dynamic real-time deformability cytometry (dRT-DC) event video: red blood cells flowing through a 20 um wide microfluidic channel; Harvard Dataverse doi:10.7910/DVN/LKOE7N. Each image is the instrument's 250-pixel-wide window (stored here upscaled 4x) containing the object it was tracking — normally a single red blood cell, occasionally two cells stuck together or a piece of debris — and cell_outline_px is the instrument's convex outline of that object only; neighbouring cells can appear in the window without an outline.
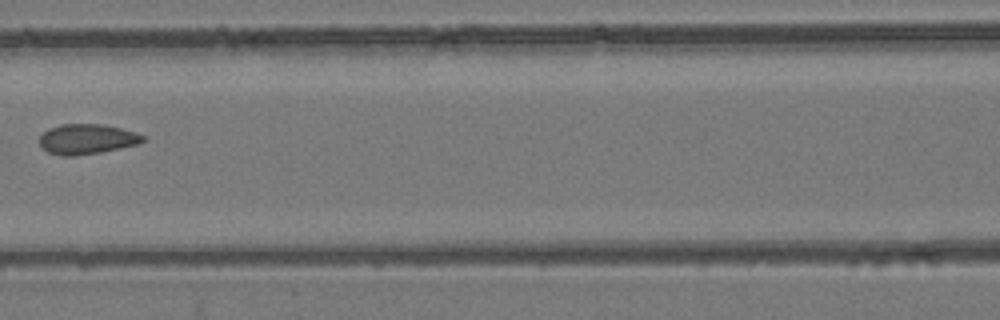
{"species": "common noctule bat (a hibernating species)", "species_latin": "Nyctalus noctula", "temperature_condition": "room temperature", "stored_images_in_passage": 9, "camera_frame_rate_fps": 3000, "um_per_image_px": 0.085, "animal": {"sex": "female", "body_mass_g": 24.6, "forearm_length_mm": 56.2}, "frame": {"image": 1, "passage_image": 8, "time_ms": 8.0, "image_size_px": [1000, 320], "cell_outline_px": [[144, 140], [140, 144], [100, 152], [76, 156], [60, 156], [48, 152], [40, 144], [40, 136], [48, 128], [60, 124], [104, 124], [136, 132], [144, 136]], "centroid_in_image_um": [7.39, 11.82], "position_along_channel_um": 159.2, "area_um2": 18.21}}
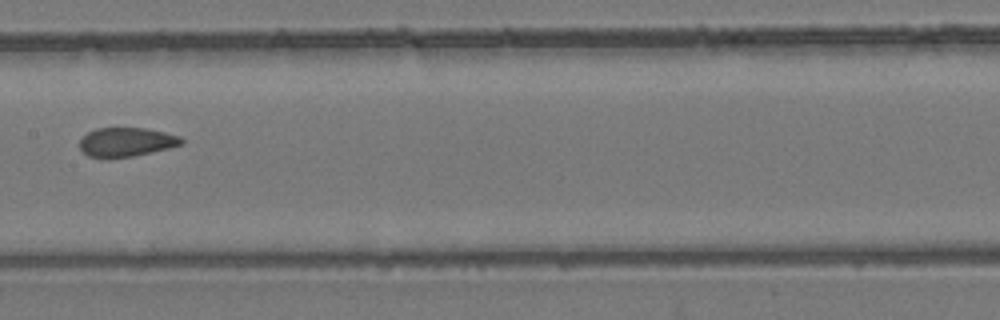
{"frame": {"image": 2, "passage_image": 9, "time_ms": 9.0, "image_size_px": [1000, 320], "cell_outline_px": [[184, 144], [168, 148], [132, 156], [108, 160], [104, 160], [88, 156], [80, 148], [80, 140], [88, 132], [96, 128], [144, 128], [164, 132], [180, 136], [184, 140]], "centroid_in_image_um": [10.71, 12.1], "position_along_channel_um": 196.7, "area_um2": 17.46}}